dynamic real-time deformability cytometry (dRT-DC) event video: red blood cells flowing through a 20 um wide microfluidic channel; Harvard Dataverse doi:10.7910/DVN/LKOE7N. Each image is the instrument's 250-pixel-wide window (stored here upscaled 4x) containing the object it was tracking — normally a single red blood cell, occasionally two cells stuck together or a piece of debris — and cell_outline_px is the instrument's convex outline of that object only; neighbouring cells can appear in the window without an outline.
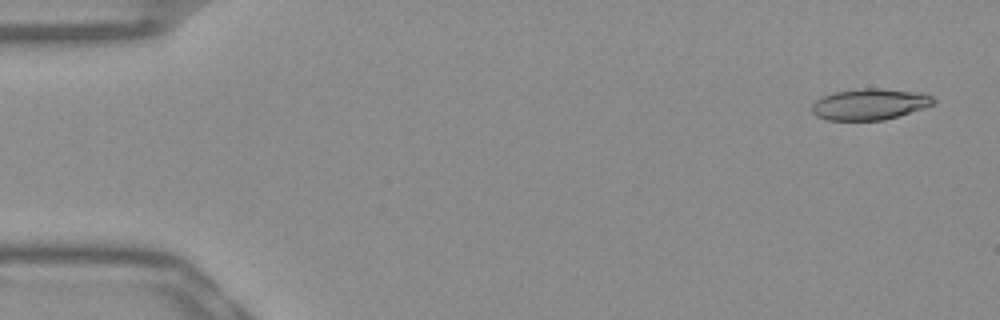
{"species": "Egyptian fruit bat (a non-hibernating species)", "species_latin": "Rousettus aegyptiacus", "temperature_condition": "warm", "stored_images_in_passage": 53, "camera_frame_rate_fps": 3000, "um_per_image_px": 0.085, "frame": {"image": 1, "passage_image": 3, "time_ms": 0.667, "image_size_px": [1000, 320], "cell_outline_px": [[936, 104], [924, 108], [884, 120], [828, 120], [816, 116], [812, 112], [812, 104], [816, 100], [824, 96], [836, 92], [864, 88], [876, 88], [924, 92], [932, 96], [936, 100]], "centroid_in_image_um": [73.98, 8.86], "position_along_channel_um": 11.0, "area_um2": 22.14}}
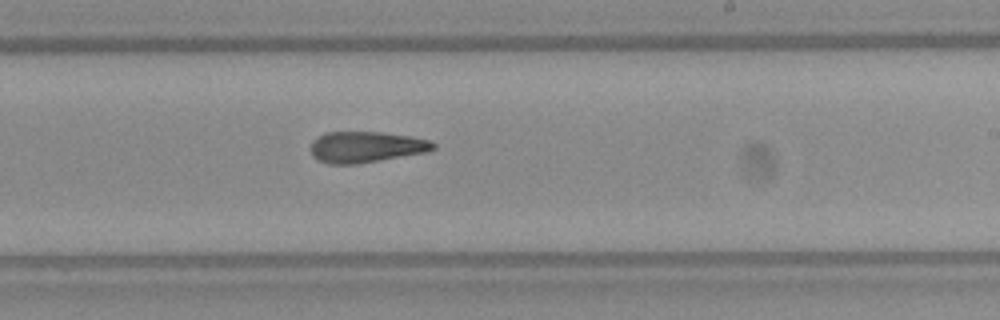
{"frame": {"image": 2, "passage_image": 32, "time_ms": 10.333, "image_size_px": [1000, 320], "cell_outline_px": [[436, 148], [428, 152], [356, 164], [328, 164], [316, 160], [312, 156], [312, 140], [328, 132], [380, 132], [412, 136], [428, 140], [436, 144]], "centroid_in_image_um": [31.13, 12.5], "position_along_channel_um": 257.9, "area_um2": 22.2}}
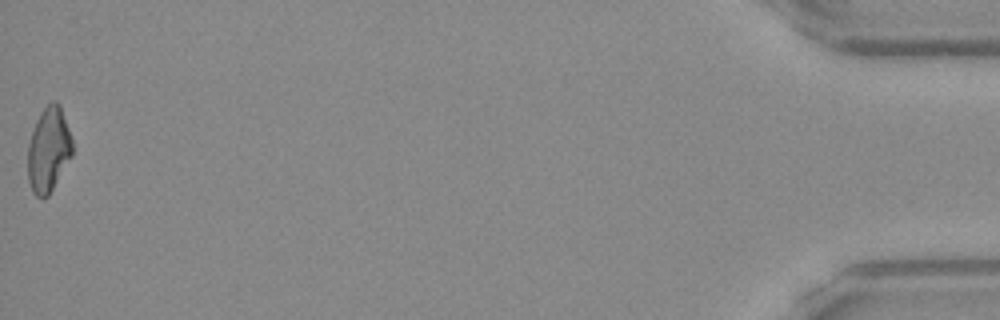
{"frame": {"image": 3, "passage_image": 53, "time_ms": 17.333, "image_size_px": [1000, 320], "cell_outline_px": [[72, 156], [48, 196], [44, 200], [36, 196], [32, 192], [28, 180], [28, 144], [36, 120], [40, 112], [52, 100], [56, 100], [60, 104], [72, 140]], "centroid_in_image_um": [4.12, 12.74], "position_along_channel_um": 431.1, "area_um2": 22.08}, "authors_computed_cell_mechanics": {"area_um2": 22.5998, "velocity_mm_per_s": 3.8809, "shape_relaxation_time_tau1_ms": null, "shape_relaxation_time_tau2_ms": 6.3682, "deformation_change_tau1": null, "deformation_change_tau2": 0.1916}}